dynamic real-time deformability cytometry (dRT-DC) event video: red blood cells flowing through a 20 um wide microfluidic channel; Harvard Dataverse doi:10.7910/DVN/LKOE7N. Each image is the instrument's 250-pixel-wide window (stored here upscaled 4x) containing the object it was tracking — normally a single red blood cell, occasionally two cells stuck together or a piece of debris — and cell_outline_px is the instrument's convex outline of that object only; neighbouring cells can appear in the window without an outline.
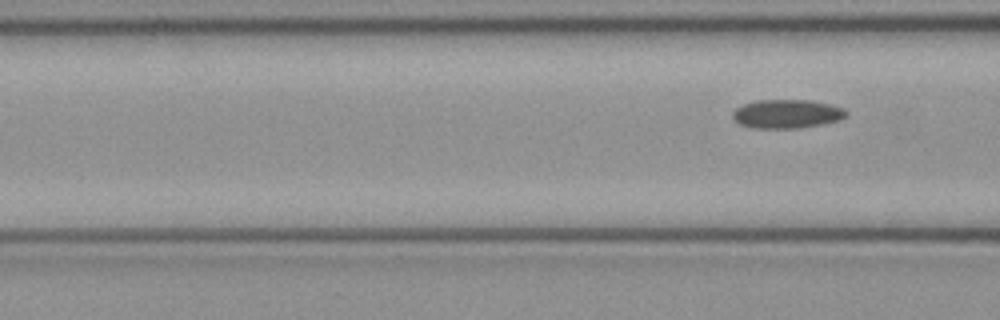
{"species": "common noctule bat (a hibernating species)", "species_latin": "Nyctalus noctula", "temperature_condition": "cold", "stored_images_in_passage": 7, "camera_frame_rate_fps": 3000, "um_per_image_px": 0.085, "animal": {"sex": "female", "body_mass_g": 21.9}, "frame": {"image": 1, "passage_image": 7, "time_ms": 2.0, "image_size_px": [1000, 320], "cell_outline_px": [[848, 116], [840, 120], [824, 124], [800, 128], [752, 128], [740, 124], [732, 116], [732, 112], [736, 108], [744, 104], [756, 100], [808, 100], [828, 104], [844, 108], [848, 112]], "centroid_in_image_um": [66.91, 9.68], "position_along_channel_um": 99.7, "area_um2": 19.13}}